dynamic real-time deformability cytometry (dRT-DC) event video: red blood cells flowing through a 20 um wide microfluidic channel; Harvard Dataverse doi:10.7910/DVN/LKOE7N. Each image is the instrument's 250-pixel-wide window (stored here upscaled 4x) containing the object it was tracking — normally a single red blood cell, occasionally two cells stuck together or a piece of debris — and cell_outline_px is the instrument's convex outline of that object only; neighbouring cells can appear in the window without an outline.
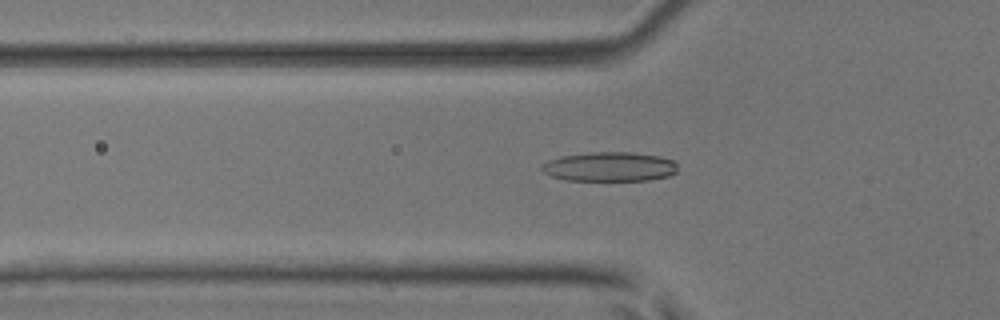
{"species": "common noctule bat (a hibernating species)", "species_latin": "Nyctalus noctula", "temperature_condition": "room temperature", "stored_images_in_passage": 37, "camera_frame_rate_fps": 3000, "um_per_image_px": 0.085, "animal": {"sex": "male", "body_mass_g": 17.9, "forearm_length_mm": 54.2}, "frame": {"image": 1, "passage_image": 13, "time_ms": 4.0, "image_size_px": [1000, 320], "cell_outline_px": [[676, 172], [668, 176], [648, 180], [568, 180], [552, 176], [544, 172], [540, 168], [548, 160], [560, 156], [592, 152], [632, 152], [660, 156], [672, 160], [676, 164]], "centroid_in_image_um": [51.82, 14.16], "position_along_channel_um": 74.0, "area_um2": 23.12}}
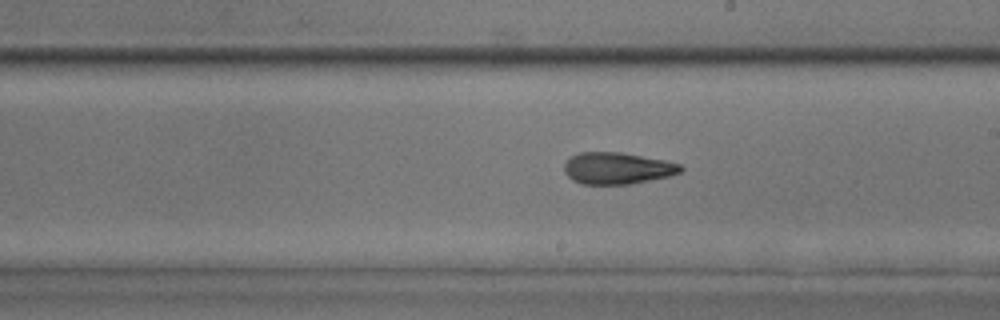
{"frame": {"image": 2, "passage_image": 25, "time_ms": 8.0, "image_size_px": [1000, 320], "cell_outline_px": [[684, 168], [680, 172], [668, 176], [628, 184], [580, 184], [572, 180], [564, 172], [564, 164], [572, 156], [580, 152], [620, 152], [664, 160], [680, 164]], "centroid_in_image_um": [52.44, 14.3], "position_along_channel_um": 236.6, "area_um2": 21.33}}
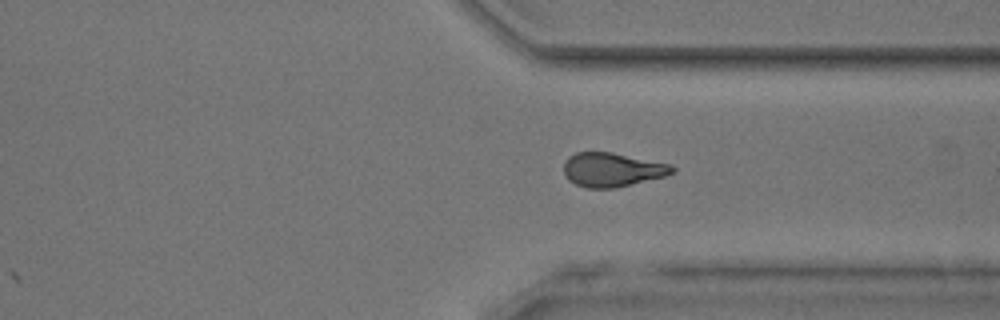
{"frame": {"image": 3, "passage_image": 34, "time_ms": 11.0, "image_size_px": [1000, 320], "cell_outline_px": [[676, 168], [672, 172], [664, 176], [616, 188], [588, 188], [576, 184], [568, 180], [564, 176], [564, 164], [568, 156], [576, 152], [612, 152], [672, 164]], "centroid_in_image_um": [52.02, 14.42], "position_along_channel_um": 359.4, "area_um2": 21.56}}